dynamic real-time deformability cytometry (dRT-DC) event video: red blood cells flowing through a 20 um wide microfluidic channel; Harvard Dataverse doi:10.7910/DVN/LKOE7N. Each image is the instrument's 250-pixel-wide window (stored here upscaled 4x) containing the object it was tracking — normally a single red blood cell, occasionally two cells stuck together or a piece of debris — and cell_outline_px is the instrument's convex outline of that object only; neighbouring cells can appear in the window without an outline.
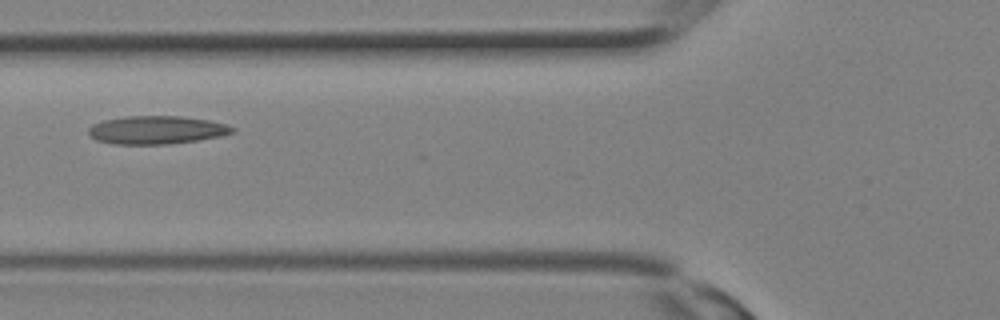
{"species": "Egyptian fruit bat (a non-hibernating species)", "species_latin": "Rousettus aegyptiacus", "temperature_condition": "room temperature", "stored_images_in_passage": 11, "camera_frame_rate_fps": 3000, "um_per_image_px": 0.085, "animal": {"sex": "female"}, "frame": {"image": 1, "passage_image": 9, "time_ms": 2.667, "image_size_px": [1000, 320], "cell_outline_px": [[236, 128], [232, 132], [220, 136], [196, 140], [168, 144], [112, 144], [96, 140], [88, 136], [88, 128], [92, 124], [104, 120], [124, 116], [180, 116], [208, 120], [228, 124]], "centroid_in_image_um": [13.26, 11.04], "position_along_channel_um": 112.5, "area_um2": 23.7}}